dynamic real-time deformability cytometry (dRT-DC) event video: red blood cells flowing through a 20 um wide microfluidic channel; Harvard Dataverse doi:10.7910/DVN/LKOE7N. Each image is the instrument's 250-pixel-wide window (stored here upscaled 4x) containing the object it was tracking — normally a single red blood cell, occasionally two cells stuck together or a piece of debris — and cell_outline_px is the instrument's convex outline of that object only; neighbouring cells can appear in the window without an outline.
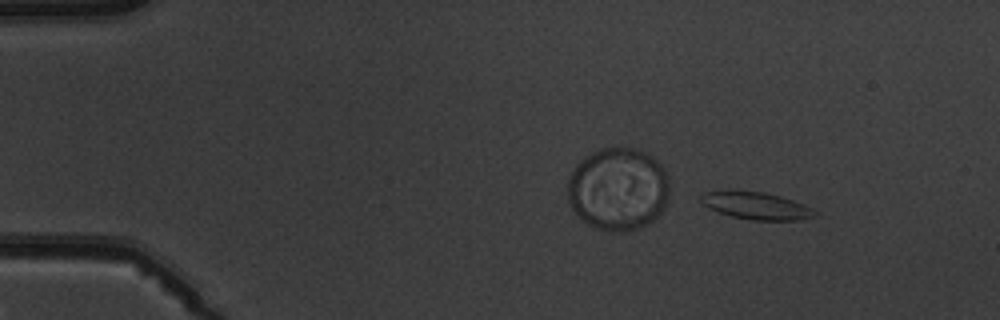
{"species": "common noctule bat (a hibernating species)", "species_latin": "Nyctalus noctula", "temperature_condition": "warm", "stored_images_in_passage": 5, "camera_frame_rate_fps": 3000, "um_per_image_px": 0.085, "animal": {"sex": "male", "body_mass_g": 19.5, "forearm_length_mm": 54.6}, "frame": {"image": 1, "passage_image": 2, "time_ms": 1.333, "image_size_px": [1000, 320], "cell_outline_px": [[820, 216], [800, 220], [752, 220], [732, 216], [708, 208], [700, 200], [700, 196], [704, 192], [728, 188], [764, 192], [780, 196], [804, 204], [820, 212]], "centroid_in_image_um": [64.29, 17.46], "position_along_channel_um": 20.7, "area_um2": 18.73}}